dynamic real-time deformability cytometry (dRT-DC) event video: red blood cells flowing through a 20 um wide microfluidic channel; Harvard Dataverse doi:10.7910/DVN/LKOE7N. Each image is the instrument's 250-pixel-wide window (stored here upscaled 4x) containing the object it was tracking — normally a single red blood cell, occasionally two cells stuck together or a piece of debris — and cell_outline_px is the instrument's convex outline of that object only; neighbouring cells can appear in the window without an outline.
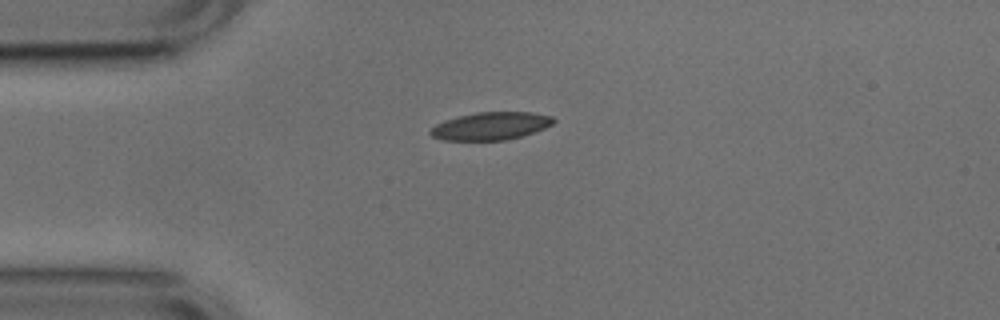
{"species": "common noctule bat (a hibernating species)", "species_latin": "Nyctalus noctula", "temperature_condition": "cold", "stored_images_in_passage": 41, "camera_frame_rate_fps": 3000, "um_per_image_px": 0.085, "animal": {"sex": "male", "body_mass_g": 17.9, "forearm_length_mm": 54.2}, "frame": {"image": 1, "passage_image": 1, "time_ms": 0.0, "image_size_px": [1000, 320], "cell_outline_px": [[556, 120], [552, 124], [544, 128], [520, 136], [504, 140], [444, 140], [432, 136], [428, 132], [436, 124], [444, 120], [476, 112], [532, 112], [552, 116]], "centroid_in_image_um": [41.71, 10.7], "position_along_channel_um": 43.3, "area_um2": 19.71}}
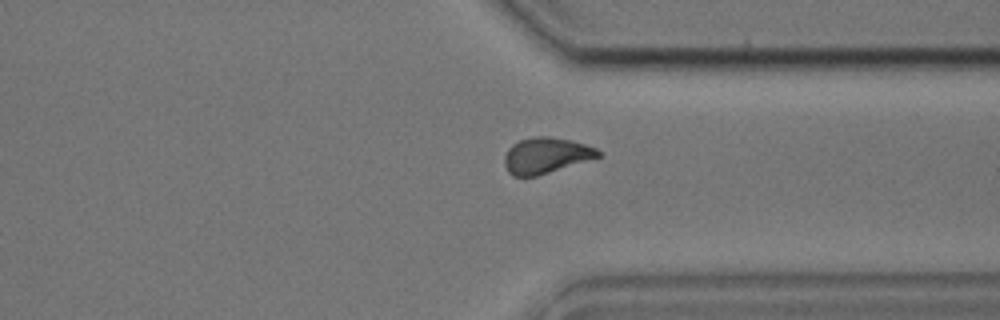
{"frame": {"image": 2, "passage_image": 28, "time_ms": 9.0, "image_size_px": [1000, 320], "cell_outline_px": [[600, 156], [536, 176], [512, 176], [508, 172], [504, 164], [504, 156], [508, 148], [512, 144], [520, 140], [532, 136], [548, 136], [572, 140], [596, 148], [600, 152]], "centroid_in_image_um": [46.36, 13.2], "position_along_channel_um": 365.0, "area_um2": 19.42}}
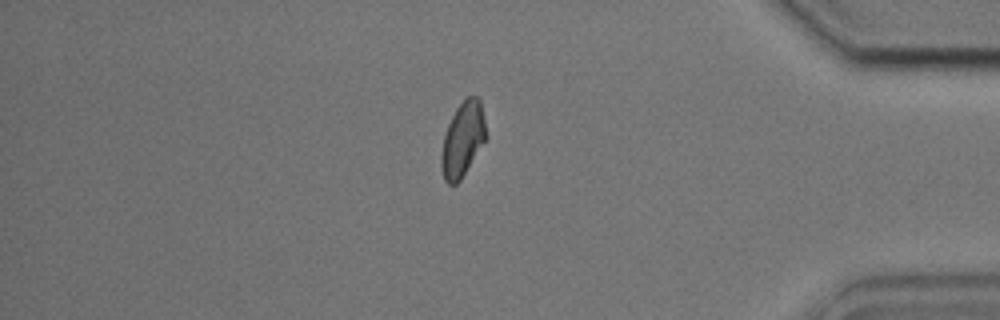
{"frame": {"image": 3, "passage_image": 33, "time_ms": 10.667, "image_size_px": [1000, 320], "cell_outline_px": [[488, 136], [460, 180], [456, 184], [448, 184], [444, 180], [440, 164], [440, 156], [444, 132], [456, 108], [468, 96], [476, 96], [480, 100]], "centroid_in_image_um": [39.32, 11.85], "position_along_channel_um": 395.9, "area_um2": 19.48}, "authors_computed_cell_mechanics": {"area_um2": 19.7098, "velocity_mm_per_s": 3.7757, "shape_relaxation_time_tau1_ms": 3.6193, "shape_relaxation_time_tau2_ms": 4.8097, "deformation_change_tau1": 0.104, "deformation_change_tau2": 0.095}}